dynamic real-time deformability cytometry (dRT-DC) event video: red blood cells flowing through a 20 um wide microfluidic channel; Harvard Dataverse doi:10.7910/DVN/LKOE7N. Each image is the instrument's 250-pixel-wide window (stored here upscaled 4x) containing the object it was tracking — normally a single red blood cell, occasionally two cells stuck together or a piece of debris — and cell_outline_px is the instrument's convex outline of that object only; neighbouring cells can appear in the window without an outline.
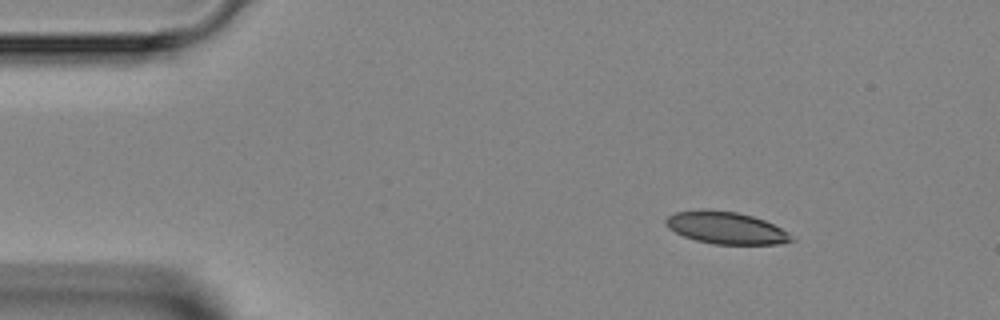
{"species": "Egyptian fruit bat (a non-hibernating species)", "species_latin": "Rousettus aegyptiacus", "temperature_condition": "room temperature", "stored_images_in_passage": 2, "camera_frame_rate_fps": 3000, "um_per_image_px": 0.085, "animal": {"sex": "female"}, "frame": {"image": 1, "passage_image": 1, "time_ms": 0.0, "image_size_px": [1000, 320], "cell_outline_px": [[796, 240], [776, 244], [716, 244], [696, 240], [684, 236], [668, 228], [664, 220], [668, 216], [676, 212], [736, 212], [752, 216], [764, 220], [788, 232]], "centroid_in_image_um": [61.76, 19.41], "position_along_channel_um": 23.2, "area_um2": 22.6}}